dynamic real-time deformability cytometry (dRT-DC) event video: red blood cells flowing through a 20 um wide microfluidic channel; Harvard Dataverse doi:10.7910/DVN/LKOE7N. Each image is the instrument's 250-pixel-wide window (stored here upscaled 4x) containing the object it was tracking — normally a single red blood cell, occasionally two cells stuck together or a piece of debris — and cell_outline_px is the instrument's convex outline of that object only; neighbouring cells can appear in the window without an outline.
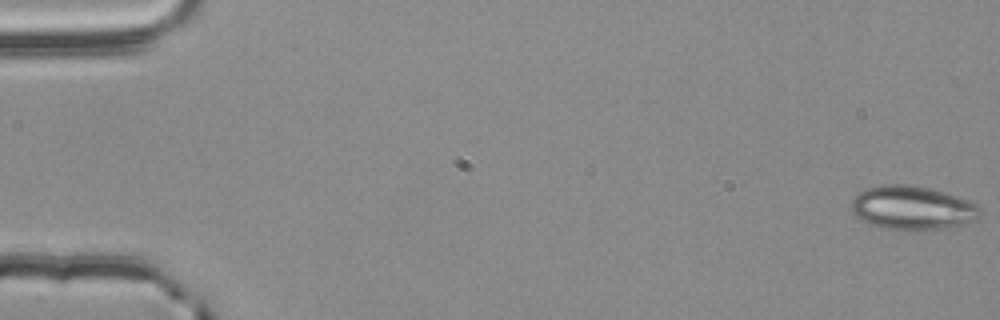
{"species": "common noctule bat (a hibernating species)", "species_latin": "Nyctalus noctula", "temperature_condition": "room temperature", "stored_images_in_passage": 56, "camera_frame_rate_fps": 3000, "um_per_image_px": 0.085, "animal": {"sex": "male", "body_mass_g": 20.4}, "frame": {"image": 1, "passage_image": 1, "time_ms": 0.0, "image_size_px": [1000, 320], "cell_outline_px": [[980, 216], [976, 220], [948, 228], [916, 232], [884, 228], [860, 220], [852, 212], [852, 200], [864, 188], [884, 184], [904, 184], [928, 188], [944, 192], [968, 200], [976, 204], [980, 208]], "centroid_in_image_um": [77.55, 17.69], "position_along_channel_um": 7.4, "area_um2": 33.18}}
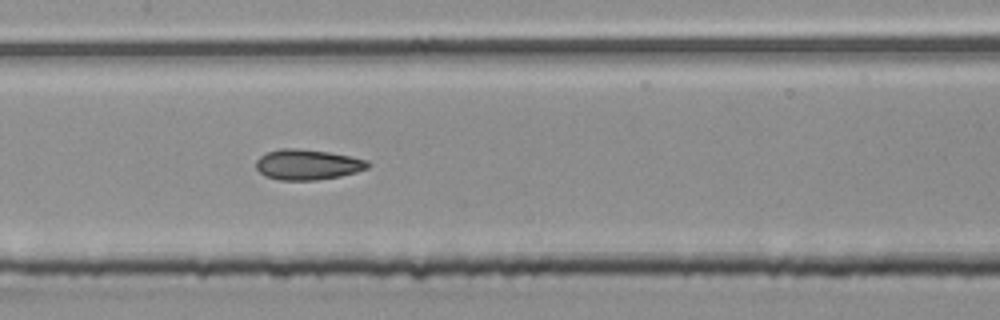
{"frame": {"image": 2, "passage_image": 28, "time_ms": 9.0, "image_size_px": [1000, 320], "cell_outline_px": [[372, 164], [368, 168], [356, 172], [340, 176], [316, 180], [280, 180], [264, 176], [256, 168], [256, 160], [264, 152], [284, 148], [296, 148], [328, 152], [352, 156], [368, 160]], "centroid_in_image_um": [26.15, 13.98], "position_along_channel_um": 181.3, "area_um2": 20.0}}
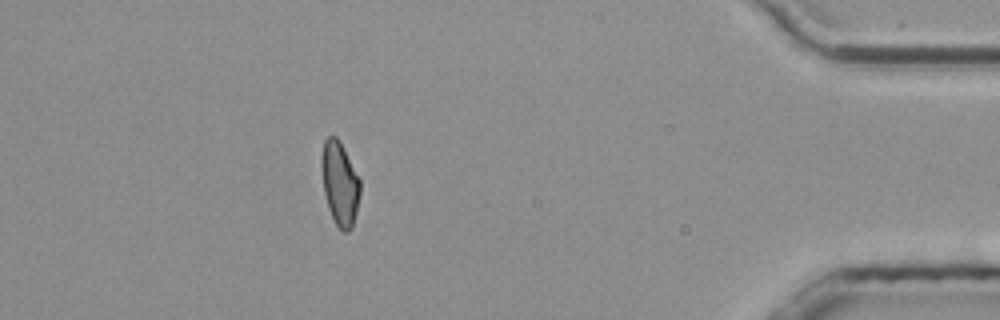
{"frame": {"image": 3, "passage_image": 50, "time_ms": 16.333, "image_size_px": [1000, 320], "cell_outline_px": [[360, 192], [356, 212], [352, 228], [348, 232], [344, 232], [336, 224], [328, 208], [324, 192], [320, 164], [320, 160], [324, 140], [328, 136], [336, 136], [360, 180]], "centroid_in_image_um": [28.86, 15.61], "position_along_channel_um": 406.3, "area_um2": 18.55}, "authors_computed_cell_mechanics": {"area_um2": 19.5075, "velocity_mm_per_s": 3.789, "shape_relaxation_time_tau1_ms": null, "shape_relaxation_time_tau2_ms": 2.6447, "deformation_change_tau1": null, "deformation_change_tau2": 0.0927}}